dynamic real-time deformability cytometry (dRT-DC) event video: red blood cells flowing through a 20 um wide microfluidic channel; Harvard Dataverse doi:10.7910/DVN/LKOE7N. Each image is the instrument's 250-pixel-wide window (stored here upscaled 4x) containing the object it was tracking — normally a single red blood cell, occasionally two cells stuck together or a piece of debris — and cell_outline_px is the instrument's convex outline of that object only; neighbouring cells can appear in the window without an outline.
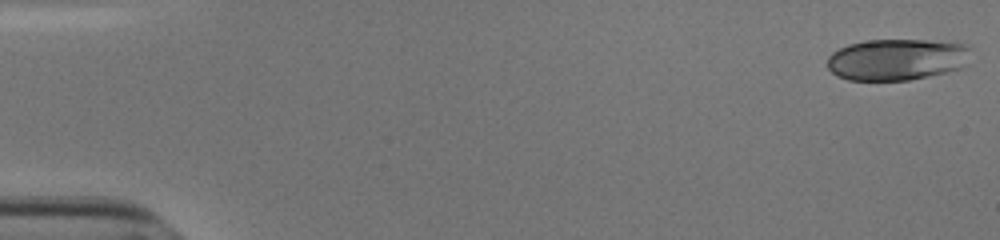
{"species": "human", "species_latin": "Homo sapiens", "temperature_condition": "cold", "stored_images_in_passage": 53, "camera_frame_rate_fps": 3000, "um_per_image_px": 0.085, "donor": {"sex": "male"}, "frame": {"image": 1, "passage_image": 1, "time_ms": 0.0, "image_size_px": [1000, 240], "cell_outline_px": [[972, 48], [960, 68], [948, 72], [908, 80], [848, 80], [832, 72], [828, 68], [828, 56], [832, 52], [848, 44], [864, 40], [928, 40], [972, 44]], "centroid_in_image_um": [76.24, 5.04], "position_along_channel_um": 8.8, "area_um2": 34.74}}
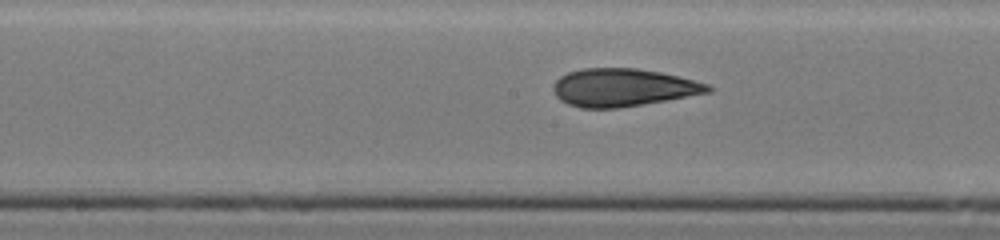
{"frame": {"image": 2, "passage_image": 28, "time_ms": 9.0, "image_size_px": [1000, 240], "cell_outline_px": [[712, 92], [620, 108], [580, 108], [568, 104], [560, 100], [556, 96], [552, 88], [552, 84], [560, 76], [568, 72], [584, 68], [636, 68], [660, 72], [708, 84], [712, 88]], "centroid_in_image_um": [52.91, 7.44], "position_along_channel_um": 195.3, "area_um2": 34.04}}
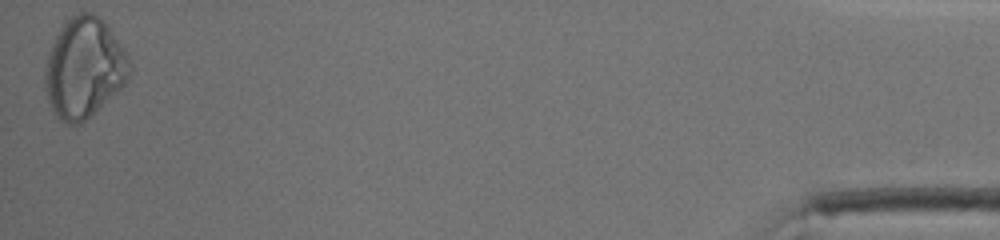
{"frame": {"image": 3, "passage_image": 53, "time_ms": 17.333, "image_size_px": [1000, 240], "cell_outline_px": [[132, 68], [128, 80], [120, 88], [80, 124], [64, 124], [52, 112], [44, 88], [44, 68], [48, 52], [60, 28], [72, 16], [80, 12], [92, 12], [104, 20], [124, 48], [128, 56]], "centroid_in_image_um": [7.13, 5.77], "position_along_channel_um": 428.1, "area_um2": 49.42}, "authors_computed_cell_mechanics": {"area_um2": 34.6222, "velocity_mm_per_s": 3.8416, "shape_relaxation_time_tau1_ms": 7.1177, "shape_relaxation_time_tau2_ms": 2.4861, "deformation_change_tau1": 0.1672, "deformation_change_tau2": 0.0676}}